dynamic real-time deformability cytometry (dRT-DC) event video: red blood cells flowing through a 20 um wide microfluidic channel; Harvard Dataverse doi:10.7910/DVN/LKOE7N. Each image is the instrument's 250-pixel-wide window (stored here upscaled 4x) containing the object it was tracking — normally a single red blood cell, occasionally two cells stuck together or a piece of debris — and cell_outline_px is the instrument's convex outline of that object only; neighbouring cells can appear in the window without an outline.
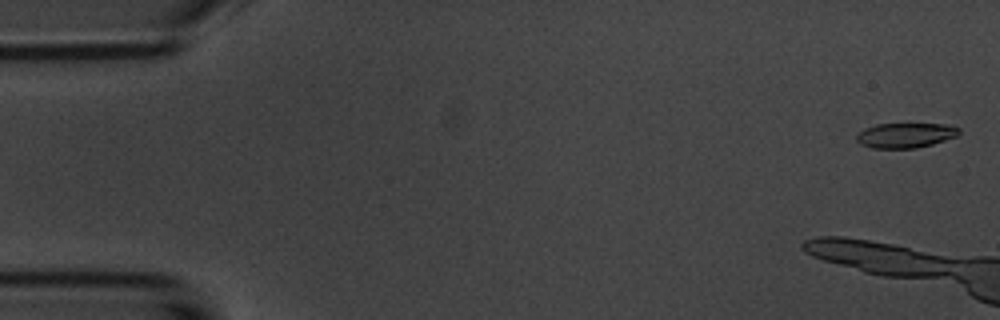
{"species": "common noctule bat (a hibernating species)", "species_latin": "Nyctalus noctula", "temperature_condition": "room temperature", "stored_images_in_passage": 10, "camera_frame_rate_fps": 3000, "um_per_image_px": 0.085, "animal": {"sex": "male", "body_mass_g": 20.1, "forearm_length_mm": 53.5}, "frame": {"image": 1, "passage_image": 2, "time_ms": 0.333, "image_size_px": [1000, 320], "cell_outline_px": [[960, 132], [956, 136], [932, 144], [916, 148], [872, 148], [860, 144], [856, 140], [856, 132], [864, 128], [876, 124], [948, 124], [960, 128]], "centroid_in_image_um": [76.92, 11.49], "position_along_channel_um": 8.1, "area_um2": 14.97}}